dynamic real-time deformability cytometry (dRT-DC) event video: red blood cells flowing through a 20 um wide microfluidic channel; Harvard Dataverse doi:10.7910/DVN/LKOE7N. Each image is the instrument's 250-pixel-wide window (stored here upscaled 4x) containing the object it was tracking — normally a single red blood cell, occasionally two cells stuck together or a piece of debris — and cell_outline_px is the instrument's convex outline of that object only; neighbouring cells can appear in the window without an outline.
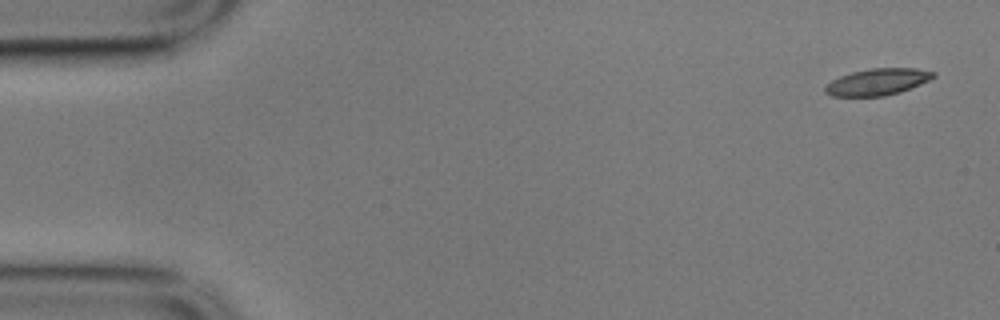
{"species": "common noctule bat (a hibernating species)", "species_latin": "Nyctalus noctula", "temperature_condition": "cold", "stored_images_in_passage": 9, "camera_frame_rate_fps": 3000, "um_per_image_px": 0.085, "animal": {"sex": "male", "body_mass_g": 17.9}, "frame": {"image": 1, "passage_image": 1, "time_ms": 0.0, "image_size_px": [1000, 320], "cell_outline_px": [[936, 76], [920, 84], [900, 92], [884, 96], [832, 96], [824, 92], [824, 88], [832, 80], [840, 76], [852, 72], [872, 68], [916, 68], [936, 72]], "centroid_in_image_um": [74.6, 6.96], "position_along_channel_um": 10.4, "area_um2": 16.7}}